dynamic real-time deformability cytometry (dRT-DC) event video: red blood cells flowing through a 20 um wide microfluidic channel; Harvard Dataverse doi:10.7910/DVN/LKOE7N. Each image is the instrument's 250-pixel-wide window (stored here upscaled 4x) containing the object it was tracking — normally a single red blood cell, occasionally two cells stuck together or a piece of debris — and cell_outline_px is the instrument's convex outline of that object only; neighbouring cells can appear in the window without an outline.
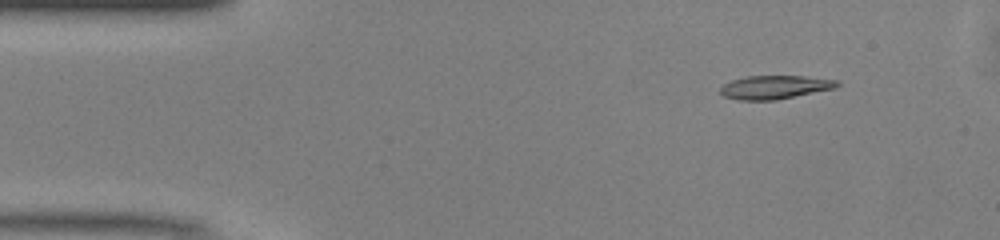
{"species": "common noctule bat (a hibernating species)", "species_latin": "Nyctalus noctula", "temperature_condition": "warm", "stored_images_in_passage": 45, "camera_frame_rate_fps": 3000, "um_per_image_px": 0.085, "animal": {"sex": "male", "body_mass_g": 13.0, "forearm_length_mm": 53.1}, "frame": {"image": 1, "passage_image": 2, "time_ms": 0.333, "image_size_px": [1000, 240], "cell_outline_px": [[840, 84], [836, 88], [776, 100], [740, 100], [724, 96], [720, 92], [720, 88], [724, 84], [732, 80], [748, 76], [804, 76], [836, 80]], "centroid_in_image_um": [65.86, 7.41], "position_along_channel_um": 19.1, "area_um2": 15.9}}
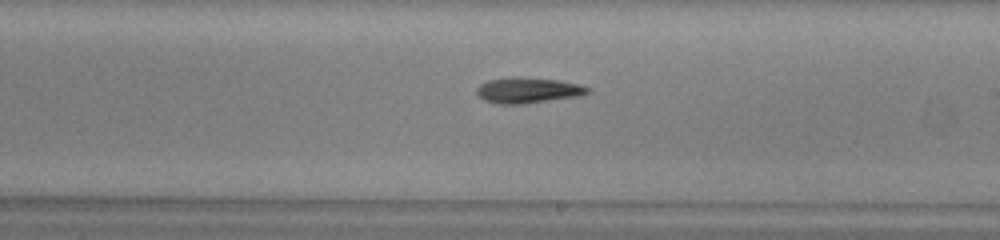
{"frame": {"image": 2, "passage_image": 24, "time_ms": 7.667, "image_size_px": [1000, 240], "cell_outline_px": [[592, 88], [588, 92], [576, 96], [520, 104], [500, 104], [484, 100], [476, 92], [476, 88], [480, 84], [488, 80], [512, 76], [516, 76], [560, 80], [580, 84]], "centroid_in_image_um": [44.85, 7.65], "position_along_channel_um": 244.1, "area_um2": 16.53}}
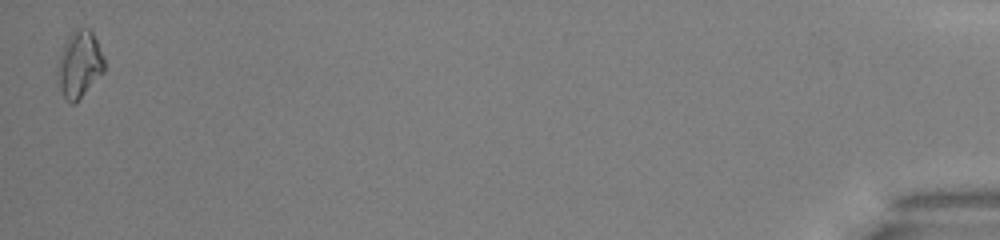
{"frame": {"image": 3, "passage_image": 45, "time_ms": 14.667, "image_size_px": [1000, 240], "cell_outline_px": [[104, 72], [72, 104], [64, 96], [60, 88], [56, 72], [56, 64], [64, 44], [68, 36], [76, 28], [88, 28], [92, 32], [104, 56]], "centroid_in_image_um": [6.73, 5.42], "position_along_channel_um": 428.5, "area_um2": 17.86}, "authors_computed_cell_mechanics": {"area_um2": 16.0106, "velocity_mm_per_s": 4.1267, "shape_relaxation_time_tau1_ms": 5.9305, "shape_relaxation_time_tau2_ms": null, "deformation_change_tau1": 0.1747, "deformation_change_tau2": null}}